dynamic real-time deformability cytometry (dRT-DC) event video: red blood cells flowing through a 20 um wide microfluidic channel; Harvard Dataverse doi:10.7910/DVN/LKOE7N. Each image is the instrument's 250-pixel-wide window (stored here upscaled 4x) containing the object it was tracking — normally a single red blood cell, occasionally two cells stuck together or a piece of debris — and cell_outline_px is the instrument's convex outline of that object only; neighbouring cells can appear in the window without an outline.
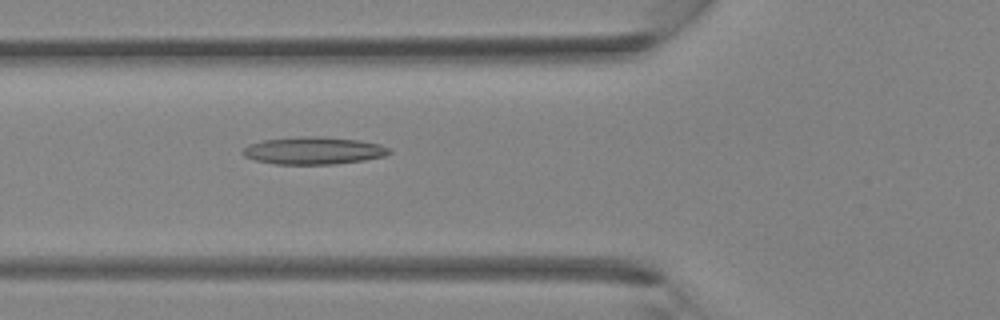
{"species": "Egyptian fruit bat (a non-hibernating species)", "species_latin": "Rousettus aegyptiacus", "temperature_condition": "room temperature", "stored_images_in_passage": 37, "camera_frame_rate_fps": 3000, "um_per_image_px": 0.085, "animal": {"sex": "female"}, "frame": {"image": 1, "passage_image": 14, "time_ms": 4.333, "image_size_px": [1000, 320], "cell_outline_px": [[392, 152], [384, 156], [364, 160], [336, 164], [276, 164], [256, 160], [244, 156], [240, 152], [248, 144], [264, 140], [300, 136], [320, 136], [360, 140], [380, 144], [388, 148]], "centroid_in_image_um": [26.65, 12.8], "position_along_channel_um": 99.2, "area_um2": 23.47}}
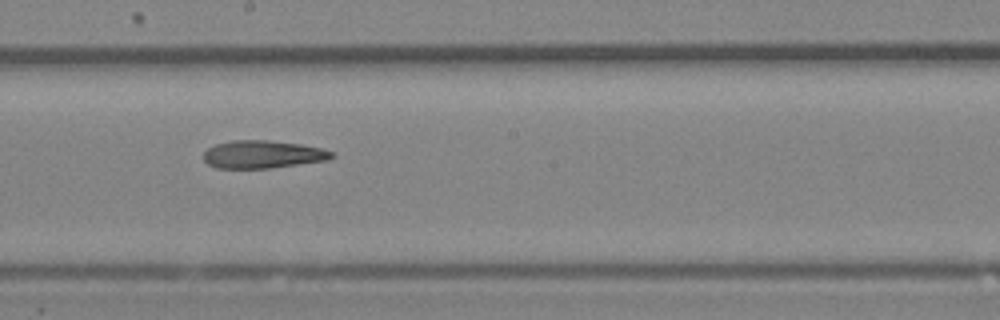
{"frame": {"image": 2, "passage_image": 21, "time_ms": 6.667, "image_size_px": [1000, 320], "cell_outline_px": [[336, 156], [328, 160], [272, 168], [216, 168], [208, 164], [204, 160], [204, 152], [208, 148], [216, 144], [232, 140], [268, 140], [300, 144], [320, 148], [332, 152]], "centroid_in_image_um": [22.33, 13.12], "position_along_channel_um": 225.9, "area_um2": 20.75}}
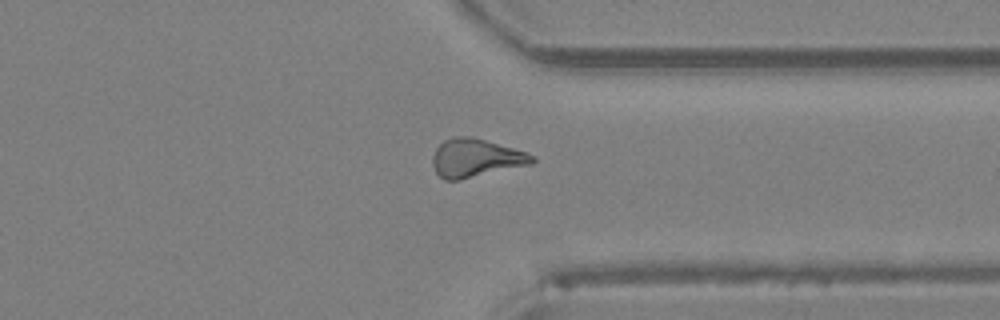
{"frame": {"image": 3, "passage_image": 29, "time_ms": 9.333, "image_size_px": [1000, 320], "cell_outline_px": [[536, 160], [532, 164], [460, 180], [444, 180], [436, 172], [432, 164], [432, 156], [436, 148], [444, 140], [456, 136], [472, 136], [512, 148], [536, 156]], "centroid_in_image_um": [40.42, 13.44], "position_along_channel_um": 371.0, "area_um2": 22.2}}